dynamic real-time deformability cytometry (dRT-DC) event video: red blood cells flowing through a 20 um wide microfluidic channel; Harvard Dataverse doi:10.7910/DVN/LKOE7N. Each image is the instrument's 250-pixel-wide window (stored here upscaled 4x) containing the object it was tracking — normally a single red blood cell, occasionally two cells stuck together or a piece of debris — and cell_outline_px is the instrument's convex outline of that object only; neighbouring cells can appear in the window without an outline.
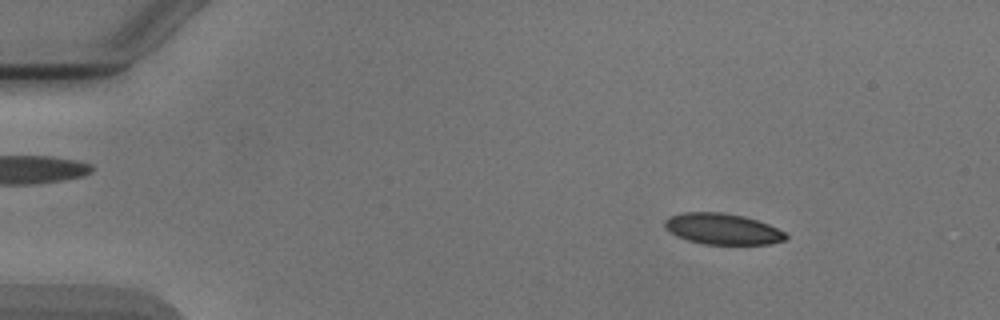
{"species": "Egyptian fruit bat (a non-hibernating species)", "species_latin": "Rousettus aegyptiacus", "temperature_condition": "cold", "stored_images_in_passage": 6, "camera_frame_rate_fps": 3000, "um_per_image_px": 0.085, "animal": {"sex": "male"}, "frame": {"image": 1, "passage_image": 2, "time_ms": 1.0, "image_size_px": [1000, 320], "cell_outline_px": [[788, 236], [784, 240], [772, 244], [704, 244], [688, 240], [676, 236], [664, 228], [664, 220], [668, 216], [680, 212], [720, 212], [744, 216], [768, 224], [784, 232]], "centroid_in_image_um": [61.36, 19.45], "position_along_channel_um": 23.6, "area_um2": 21.96}}
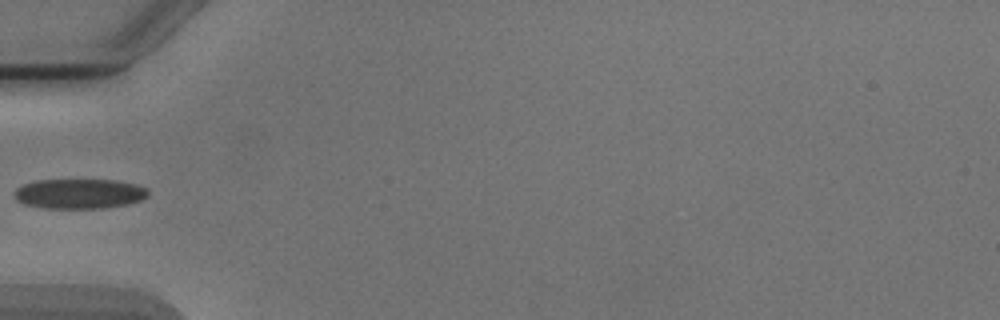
{"frame": {"image": 2, "passage_image": 5, "time_ms": 4.667, "image_size_px": [1000, 320], "cell_outline_px": [[148, 196], [140, 200], [128, 204], [104, 208], [40, 208], [24, 204], [16, 200], [12, 196], [12, 192], [16, 188], [24, 184], [36, 180], [112, 180], [136, 184], [148, 188]], "centroid_in_image_um": [6.7, 16.47], "position_along_channel_um": 78.3, "area_um2": 23.52}}
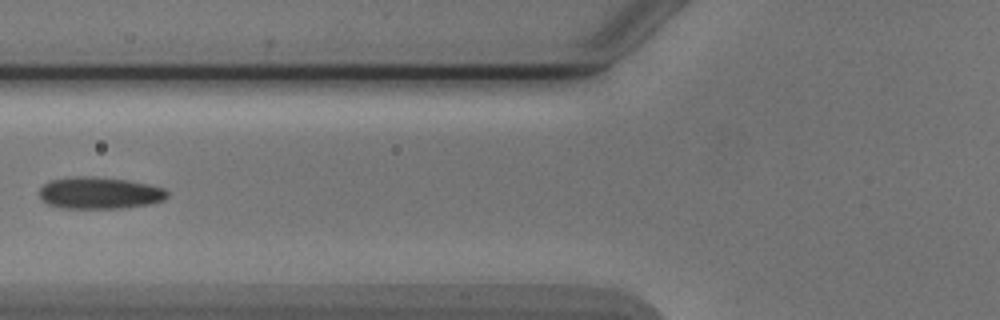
{"frame": {"image": 3, "passage_image": 6, "time_ms": 5.667, "image_size_px": [1000, 320], "cell_outline_px": [[168, 196], [164, 200], [148, 204], [124, 208], [60, 208], [48, 204], [40, 196], [40, 188], [48, 180], [72, 176], [92, 176], [128, 180], [148, 184], [164, 188], [168, 192]], "centroid_in_image_um": [8.46, 16.39], "position_along_channel_um": 117.3, "area_um2": 23.87}}